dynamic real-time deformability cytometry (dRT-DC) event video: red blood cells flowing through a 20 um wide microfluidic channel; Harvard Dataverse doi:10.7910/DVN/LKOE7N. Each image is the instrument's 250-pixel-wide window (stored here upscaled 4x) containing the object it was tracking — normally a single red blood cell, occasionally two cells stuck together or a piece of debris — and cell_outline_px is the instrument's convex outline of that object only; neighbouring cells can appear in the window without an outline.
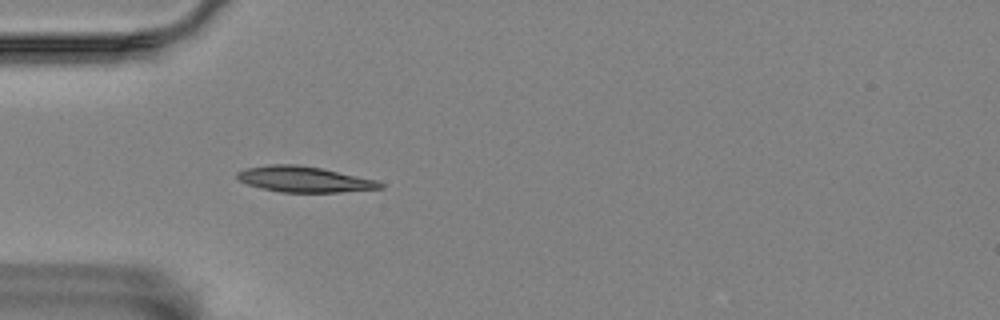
{"species": "Egyptian fruit bat (a non-hibernating species)", "species_latin": "Rousettus aegyptiacus", "temperature_condition": "room temperature", "stored_images_in_passage": 57, "camera_frame_rate_fps": 3000, "um_per_image_px": 0.085, "animal": {"sex": "female"}, "frame": {"image": 1, "passage_image": 17, "time_ms": 5.333, "image_size_px": [1000, 320], "cell_outline_px": [[384, 188], [340, 192], [280, 192], [260, 188], [236, 180], [236, 172], [244, 168], [268, 164], [300, 164], [320, 168], [376, 180], [384, 184]], "centroid_in_image_um": [25.79, 15.23], "position_along_channel_um": 59.2, "area_um2": 21.56}}
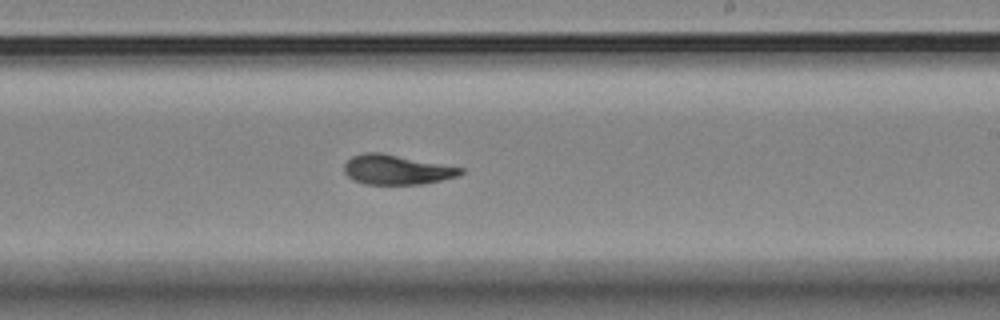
{"frame": {"image": 2, "passage_image": 34, "time_ms": 11.0, "image_size_px": [1000, 320], "cell_outline_px": [[464, 172], [456, 176], [424, 184], [364, 184], [352, 180], [344, 172], [344, 164], [352, 156], [368, 152], [380, 152], [464, 168]], "centroid_in_image_um": [33.68, 14.42], "position_along_channel_um": 255.3, "area_um2": 20.06}}
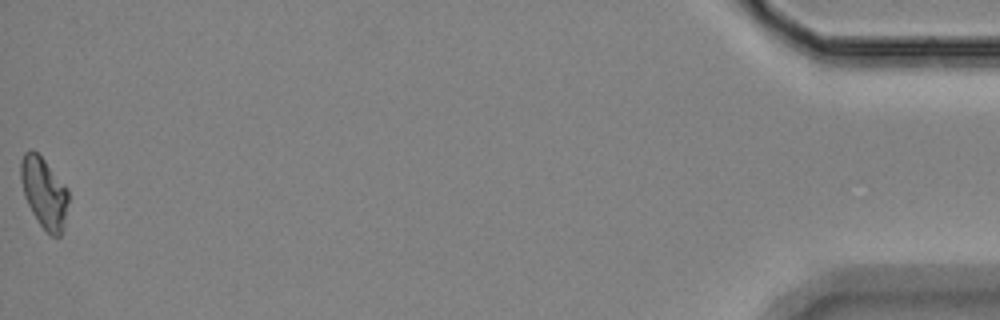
{"frame": {"image": 3, "passage_image": 57, "time_ms": 18.667, "image_size_px": [1000, 320], "cell_outline_px": [[68, 200], [64, 224], [60, 236], [52, 236], [40, 224], [32, 212], [24, 196], [20, 180], [20, 160], [24, 152], [32, 148], [44, 160], [68, 188]], "centroid_in_image_um": [3.72, 16.34], "position_along_channel_um": 431.5, "area_um2": 19.48}, "authors_computed_cell_mechanics": {"area_um2": 20.23, "velocity_mm_per_s": 3.5073, "shape_relaxation_time_tau1_ms": 5.304, "shape_relaxation_time_tau2_ms": 4.5792, "deformation_change_tau1": 0.1849, "deformation_change_tau2": 0.0874}}